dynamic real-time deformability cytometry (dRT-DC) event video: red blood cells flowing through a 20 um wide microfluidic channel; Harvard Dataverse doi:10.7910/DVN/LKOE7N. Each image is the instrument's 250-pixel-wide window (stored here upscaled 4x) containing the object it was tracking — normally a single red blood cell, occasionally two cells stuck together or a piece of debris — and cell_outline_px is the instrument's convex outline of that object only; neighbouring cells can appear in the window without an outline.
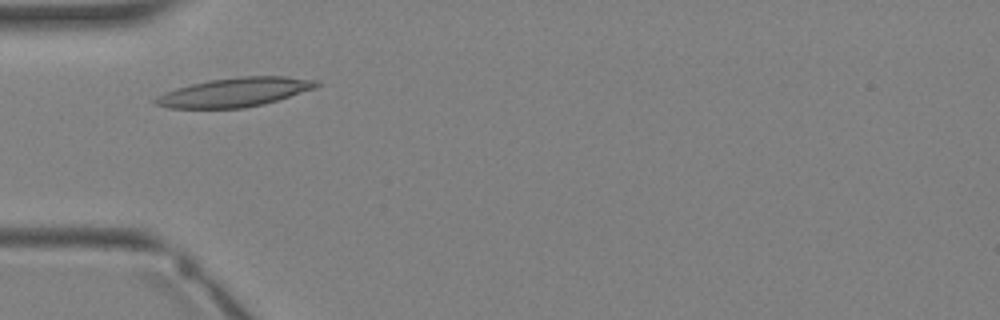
{"species": "Egyptian fruit bat (a non-hibernating species)", "species_latin": "Rousettus aegyptiacus", "temperature_condition": "warm", "stored_images_in_passage": 3, "camera_frame_rate_fps": 3000, "um_per_image_px": 0.085, "animal": {"sex": "female"}, "frame": {"image": 1, "passage_image": 3, "time_ms": 2.333, "image_size_px": [1000, 320], "cell_outline_px": [[324, 84], [316, 88], [264, 104], [244, 108], [168, 108], [156, 104], [152, 100], [156, 96], [164, 92], [176, 88], [208, 80], [240, 76], [284, 76], [320, 80]], "centroid_in_image_um": [19.99, 7.83], "position_along_channel_um": 65.0, "area_um2": 27.46}}